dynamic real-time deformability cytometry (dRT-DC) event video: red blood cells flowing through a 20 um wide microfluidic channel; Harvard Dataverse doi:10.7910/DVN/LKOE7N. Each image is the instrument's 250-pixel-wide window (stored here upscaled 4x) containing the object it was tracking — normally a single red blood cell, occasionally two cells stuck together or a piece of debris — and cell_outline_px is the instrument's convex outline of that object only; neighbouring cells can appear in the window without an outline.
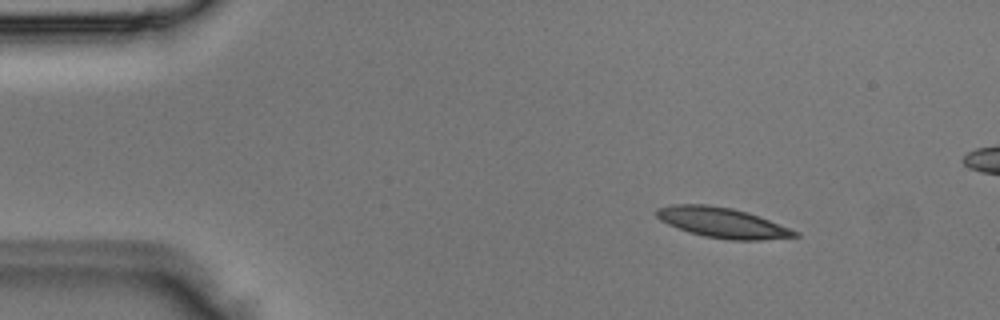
{"species": "Egyptian fruit bat (a non-hibernating species)", "species_latin": "Rousettus aegyptiacus", "temperature_condition": "room temperature", "stored_images_in_passage": 4, "camera_frame_rate_fps": 3000, "um_per_image_px": 0.085, "animal": {"sex": "male"}, "frame": {"image": 1, "passage_image": 1, "time_ms": 0.0, "image_size_px": [1000, 320], "cell_outline_px": [[800, 236], [760, 240], [732, 240], [704, 236], [668, 224], [660, 220], [656, 216], [656, 208], [672, 204], [708, 204], [732, 208], [748, 212], [800, 232]], "centroid_in_image_um": [61.41, 18.91], "position_along_channel_um": 23.6, "area_um2": 24.16}}
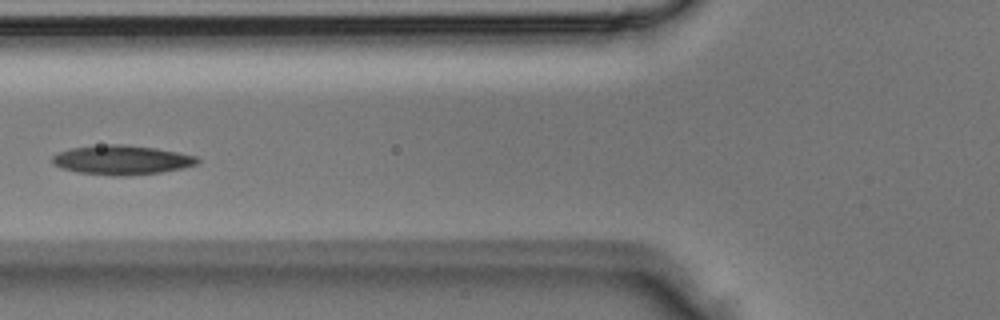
{"frame": {"image": 2, "passage_image": 4, "time_ms": 1.0, "image_size_px": [1000, 320], "cell_outline_px": [[200, 160], [196, 164], [180, 168], [160, 172], [128, 176], [112, 176], [76, 172], [60, 168], [52, 164], [52, 156], [60, 152], [72, 148], [108, 144], [120, 144], [156, 148], [196, 156]], "centroid_in_image_um": [10.3, 13.61], "position_along_channel_um": 115.5, "area_um2": 24.68}}